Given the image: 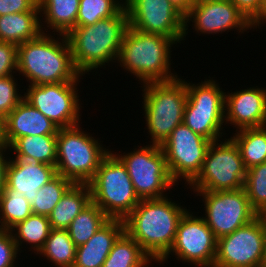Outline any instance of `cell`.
Returning a JSON list of instances; mask_svg holds the SVG:
<instances>
[{"label": "cell", "mask_w": 266, "mask_h": 267, "mask_svg": "<svg viewBox=\"0 0 266 267\" xmlns=\"http://www.w3.org/2000/svg\"><path fill=\"white\" fill-rule=\"evenodd\" d=\"M204 197L207 226L219 238L229 235L259 214L251 207L244 188L234 191H195Z\"/></svg>", "instance_id": "obj_12"}, {"label": "cell", "mask_w": 266, "mask_h": 267, "mask_svg": "<svg viewBox=\"0 0 266 267\" xmlns=\"http://www.w3.org/2000/svg\"><path fill=\"white\" fill-rule=\"evenodd\" d=\"M128 27V13L124 6L112 17L71 30L66 37L76 70L85 75L105 63L116 61Z\"/></svg>", "instance_id": "obj_2"}, {"label": "cell", "mask_w": 266, "mask_h": 267, "mask_svg": "<svg viewBox=\"0 0 266 267\" xmlns=\"http://www.w3.org/2000/svg\"><path fill=\"white\" fill-rule=\"evenodd\" d=\"M244 189L251 207L261 214L266 209V162L247 169Z\"/></svg>", "instance_id": "obj_34"}, {"label": "cell", "mask_w": 266, "mask_h": 267, "mask_svg": "<svg viewBox=\"0 0 266 267\" xmlns=\"http://www.w3.org/2000/svg\"><path fill=\"white\" fill-rule=\"evenodd\" d=\"M143 86L142 103L151 143L161 146L171 132L183 123L187 102L185 80L177 78L169 82L146 83Z\"/></svg>", "instance_id": "obj_6"}, {"label": "cell", "mask_w": 266, "mask_h": 267, "mask_svg": "<svg viewBox=\"0 0 266 267\" xmlns=\"http://www.w3.org/2000/svg\"><path fill=\"white\" fill-rule=\"evenodd\" d=\"M259 215H266V209Z\"/></svg>", "instance_id": "obj_45"}, {"label": "cell", "mask_w": 266, "mask_h": 267, "mask_svg": "<svg viewBox=\"0 0 266 267\" xmlns=\"http://www.w3.org/2000/svg\"><path fill=\"white\" fill-rule=\"evenodd\" d=\"M211 143L212 141L196 134L184 123L171 132L161 148L175 183L183 178L189 184L197 176Z\"/></svg>", "instance_id": "obj_13"}, {"label": "cell", "mask_w": 266, "mask_h": 267, "mask_svg": "<svg viewBox=\"0 0 266 267\" xmlns=\"http://www.w3.org/2000/svg\"><path fill=\"white\" fill-rule=\"evenodd\" d=\"M27 11H40L38 0H0V16Z\"/></svg>", "instance_id": "obj_38"}, {"label": "cell", "mask_w": 266, "mask_h": 267, "mask_svg": "<svg viewBox=\"0 0 266 267\" xmlns=\"http://www.w3.org/2000/svg\"><path fill=\"white\" fill-rule=\"evenodd\" d=\"M186 84L187 102L184 109L183 123L193 132L215 142L223 132L225 122V93L212 79L197 85Z\"/></svg>", "instance_id": "obj_9"}, {"label": "cell", "mask_w": 266, "mask_h": 267, "mask_svg": "<svg viewBox=\"0 0 266 267\" xmlns=\"http://www.w3.org/2000/svg\"><path fill=\"white\" fill-rule=\"evenodd\" d=\"M263 220V226L265 229V261H266V215H260Z\"/></svg>", "instance_id": "obj_44"}, {"label": "cell", "mask_w": 266, "mask_h": 267, "mask_svg": "<svg viewBox=\"0 0 266 267\" xmlns=\"http://www.w3.org/2000/svg\"><path fill=\"white\" fill-rule=\"evenodd\" d=\"M123 7L118 0H80L76 26L93 25L116 15Z\"/></svg>", "instance_id": "obj_33"}, {"label": "cell", "mask_w": 266, "mask_h": 267, "mask_svg": "<svg viewBox=\"0 0 266 267\" xmlns=\"http://www.w3.org/2000/svg\"><path fill=\"white\" fill-rule=\"evenodd\" d=\"M0 146H7L5 117L1 114H0Z\"/></svg>", "instance_id": "obj_42"}, {"label": "cell", "mask_w": 266, "mask_h": 267, "mask_svg": "<svg viewBox=\"0 0 266 267\" xmlns=\"http://www.w3.org/2000/svg\"><path fill=\"white\" fill-rule=\"evenodd\" d=\"M173 44L176 42L169 37L142 32L129 26L117 61L144 84L173 81L178 78L170 69V49Z\"/></svg>", "instance_id": "obj_4"}, {"label": "cell", "mask_w": 266, "mask_h": 267, "mask_svg": "<svg viewBox=\"0 0 266 267\" xmlns=\"http://www.w3.org/2000/svg\"><path fill=\"white\" fill-rule=\"evenodd\" d=\"M123 232V220L109 219L85 244L76 247L73 267H102Z\"/></svg>", "instance_id": "obj_21"}, {"label": "cell", "mask_w": 266, "mask_h": 267, "mask_svg": "<svg viewBox=\"0 0 266 267\" xmlns=\"http://www.w3.org/2000/svg\"><path fill=\"white\" fill-rule=\"evenodd\" d=\"M9 159L4 190H16L32 203L37 191L57 175L56 166L40 163L28 155Z\"/></svg>", "instance_id": "obj_18"}, {"label": "cell", "mask_w": 266, "mask_h": 267, "mask_svg": "<svg viewBox=\"0 0 266 267\" xmlns=\"http://www.w3.org/2000/svg\"><path fill=\"white\" fill-rule=\"evenodd\" d=\"M13 75L0 78V114L6 117L24 98L18 94L19 89Z\"/></svg>", "instance_id": "obj_35"}, {"label": "cell", "mask_w": 266, "mask_h": 267, "mask_svg": "<svg viewBox=\"0 0 266 267\" xmlns=\"http://www.w3.org/2000/svg\"><path fill=\"white\" fill-rule=\"evenodd\" d=\"M184 20V36L188 33L189 20L194 22L197 32L204 34L222 33L234 28L243 33L253 28L252 23L230 0H195Z\"/></svg>", "instance_id": "obj_17"}, {"label": "cell", "mask_w": 266, "mask_h": 267, "mask_svg": "<svg viewBox=\"0 0 266 267\" xmlns=\"http://www.w3.org/2000/svg\"><path fill=\"white\" fill-rule=\"evenodd\" d=\"M213 267H266L265 229L260 215L217 240Z\"/></svg>", "instance_id": "obj_11"}, {"label": "cell", "mask_w": 266, "mask_h": 267, "mask_svg": "<svg viewBox=\"0 0 266 267\" xmlns=\"http://www.w3.org/2000/svg\"><path fill=\"white\" fill-rule=\"evenodd\" d=\"M151 257L125 231L114 242L102 267H148Z\"/></svg>", "instance_id": "obj_25"}, {"label": "cell", "mask_w": 266, "mask_h": 267, "mask_svg": "<svg viewBox=\"0 0 266 267\" xmlns=\"http://www.w3.org/2000/svg\"><path fill=\"white\" fill-rule=\"evenodd\" d=\"M226 140L210 144L200 172L189 183L191 189L216 192L244 188L247 169L238 146L231 138Z\"/></svg>", "instance_id": "obj_8"}, {"label": "cell", "mask_w": 266, "mask_h": 267, "mask_svg": "<svg viewBox=\"0 0 266 267\" xmlns=\"http://www.w3.org/2000/svg\"><path fill=\"white\" fill-rule=\"evenodd\" d=\"M110 218L91 201L67 229L75 246L85 244Z\"/></svg>", "instance_id": "obj_28"}, {"label": "cell", "mask_w": 266, "mask_h": 267, "mask_svg": "<svg viewBox=\"0 0 266 267\" xmlns=\"http://www.w3.org/2000/svg\"><path fill=\"white\" fill-rule=\"evenodd\" d=\"M73 184L71 180L57 174L37 191V197L31 203L33 214L48 217L61 197Z\"/></svg>", "instance_id": "obj_32"}, {"label": "cell", "mask_w": 266, "mask_h": 267, "mask_svg": "<svg viewBox=\"0 0 266 267\" xmlns=\"http://www.w3.org/2000/svg\"><path fill=\"white\" fill-rule=\"evenodd\" d=\"M93 201L110 219L124 220L141 199L122 161L110 151L88 183Z\"/></svg>", "instance_id": "obj_5"}, {"label": "cell", "mask_w": 266, "mask_h": 267, "mask_svg": "<svg viewBox=\"0 0 266 267\" xmlns=\"http://www.w3.org/2000/svg\"><path fill=\"white\" fill-rule=\"evenodd\" d=\"M170 3L177 8L184 16L194 5L195 0H169Z\"/></svg>", "instance_id": "obj_41"}, {"label": "cell", "mask_w": 266, "mask_h": 267, "mask_svg": "<svg viewBox=\"0 0 266 267\" xmlns=\"http://www.w3.org/2000/svg\"><path fill=\"white\" fill-rule=\"evenodd\" d=\"M265 21H266V0H264L263 10H262L260 16L252 23L253 29H254V26H255V28L257 26L259 27V24L261 25V23L265 22Z\"/></svg>", "instance_id": "obj_43"}, {"label": "cell", "mask_w": 266, "mask_h": 267, "mask_svg": "<svg viewBox=\"0 0 266 267\" xmlns=\"http://www.w3.org/2000/svg\"><path fill=\"white\" fill-rule=\"evenodd\" d=\"M136 149V150H135ZM133 152L115 155L125 165L140 199L165 197L164 191L175 186L160 145L150 144Z\"/></svg>", "instance_id": "obj_10"}, {"label": "cell", "mask_w": 266, "mask_h": 267, "mask_svg": "<svg viewBox=\"0 0 266 267\" xmlns=\"http://www.w3.org/2000/svg\"><path fill=\"white\" fill-rule=\"evenodd\" d=\"M17 155H28L40 163L56 166L57 135H36L17 138L9 147Z\"/></svg>", "instance_id": "obj_27"}, {"label": "cell", "mask_w": 266, "mask_h": 267, "mask_svg": "<svg viewBox=\"0 0 266 267\" xmlns=\"http://www.w3.org/2000/svg\"><path fill=\"white\" fill-rule=\"evenodd\" d=\"M80 0H38L47 27L67 35L76 27Z\"/></svg>", "instance_id": "obj_24"}, {"label": "cell", "mask_w": 266, "mask_h": 267, "mask_svg": "<svg viewBox=\"0 0 266 267\" xmlns=\"http://www.w3.org/2000/svg\"><path fill=\"white\" fill-rule=\"evenodd\" d=\"M32 214L31 204L23 193L4 190L0 195V229L10 230Z\"/></svg>", "instance_id": "obj_31"}, {"label": "cell", "mask_w": 266, "mask_h": 267, "mask_svg": "<svg viewBox=\"0 0 266 267\" xmlns=\"http://www.w3.org/2000/svg\"><path fill=\"white\" fill-rule=\"evenodd\" d=\"M38 15L40 11L9 13L0 16V41L10 42L17 46L37 38L44 25ZM41 23V24H40Z\"/></svg>", "instance_id": "obj_22"}, {"label": "cell", "mask_w": 266, "mask_h": 267, "mask_svg": "<svg viewBox=\"0 0 266 267\" xmlns=\"http://www.w3.org/2000/svg\"><path fill=\"white\" fill-rule=\"evenodd\" d=\"M129 26L176 43L184 39V15L169 0H125Z\"/></svg>", "instance_id": "obj_16"}, {"label": "cell", "mask_w": 266, "mask_h": 267, "mask_svg": "<svg viewBox=\"0 0 266 267\" xmlns=\"http://www.w3.org/2000/svg\"><path fill=\"white\" fill-rule=\"evenodd\" d=\"M10 231L12 232L18 250H20L19 246L25 241L26 243L32 244L31 247L38 254L50 234L51 226L47 216L32 214L24 221L13 226ZM13 231L17 232L14 234Z\"/></svg>", "instance_id": "obj_29"}, {"label": "cell", "mask_w": 266, "mask_h": 267, "mask_svg": "<svg viewBox=\"0 0 266 267\" xmlns=\"http://www.w3.org/2000/svg\"><path fill=\"white\" fill-rule=\"evenodd\" d=\"M7 149H9L7 146H0V195L2 194L6 186V168L9 161L5 159L4 152Z\"/></svg>", "instance_id": "obj_40"}, {"label": "cell", "mask_w": 266, "mask_h": 267, "mask_svg": "<svg viewBox=\"0 0 266 267\" xmlns=\"http://www.w3.org/2000/svg\"><path fill=\"white\" fill-rule=\"evenodd\" d=\"M253 23L263 10L264 0H230Z\"/></svg>", "instance_id": "obj_39"}, {"label": "cell", "mask_w": 266, "mask_h": 267, "mask_svg": "<svg viewBox=\"0 0 266 267\" xmlns=\"http://www.w3.org/2000/svg\"><path fill=\"white\" fill-rule=\"evenodd\" d=\"M78 81L29 85L24 99L59 128L73 127L80 122Z\"/></svg>", "instance_id": "obj_15"}, {"label": "cell", "mask_w": 266, "mask_h": 267, "mask_svg": "<svg viewBox=\"0 0 266 267\" xmlns=\"http://www.w3.org/2000/svg\"><path fill=\"white\" fill-rule=\"evenodd\" d=\"M186 211L166 196L141 199L123 220L124 231L159 262L172 248L179 220Z\"/></svg>", "instance_id": "obj_1"}, {"label": "cell", "mask_w": 266, "mask_h": 267, "mask_svg": "<svg viewBox=\"0 0 266 267\" xmlns=\"http://www.w3.org/2000/svg\"><path fill=\"white\" fill-rule=\"evenodd\" d=\"M18 252L12 232L0 229V267H14Z\"/></svg>", "instance_id": "obj_36"}, {"label": "cell", "mask_w": 266, "mask_h": 267, "mask_svg": "<svg viewBox=\"0 0 266 267\" xmlns=\"http://www.w3.org/2000/svg\"><path fill=\"white\" fill-rule=\"evenodd\" d=\"M171 252L184 263L213 267L217 254V239L202 217L193 216L186 211L179 220L172 248L158 263L164 264L168 261Z\"/></svg>", "instance_id": "obj_14"}, {"label": "cell", "mask_w": 266, "mask_h": 267, "mask_svg": "<svg viewBox=\"0 0 266 267\" xmlns=\"http://www.w3.org/2000/svg\"><path fill=\"white\" fill-rule=\"evenodd\" d=\"M225 124L237 129L266 126V89H249L225 94Z\"/></svg>", "instance_id": "obj_19"}, {"label": "cell", "mask_w": 266, "mask_h": 267, "mask_svg": "<svg viewBox=\"0 0 266 267\" xmlns=\"http://www.w3.org/2000/svg\"><path fill=\"white\" fill-rule=\"evenodd\" d=\"M6 144L17 138L36 135H57L59 127L28 103L24 98L5 117Z\"/></svg>", "instance_id": "obj_20"}, {"label": "cell", "mask_w": 266, "mask_h": 267, "mask_svg": "<svg viewBox=\"0 0 266 267\" xmlns=\"http://www.w3.org/2000/svg\"><path fill=\"white\" fill-rule=\"evenodd\" d=\"M40 255L47 257L57 267H73L76 255V246L70 238L68 230L51 229Z\"/></svg>", "instance_id": "obj_30"}, {"label": "cell", "mask_w": 266, "mask_h": 267, "mask_svg": "<svg viewBox=\"0 0 266 267\" xmlns=\"http://www.w3.org/2000/svg\"><path fill=\"white\" fill-rule=\"evenodd\" d=\"M17 71V45L0 41V78Z\"/></svg>", "instance_id": "obj_37"}, {"label": "cell", "mask_w": 266, "mask_h": 267, "mask_svg": "<svg viewBox=\"0 0 266 267\" xmlns=\"http://www.w3.org/2000/svg\"><path fill=\"white\" fill-rule=\"evenodd\" d=\"M90 202L89 184H73L48 216L51 229L67 230L71 222Z\"/></svg>", "instance_id": "obj_23"}, {"label": "cell", "mask_w": 266, "mask_h": 267, "mask_svg": "<svg viewBox=\"0 0 266 267\" xmlns=\"http://www.w3.org/2000/svg\"><path fill=\"white\" fill-rule=\"evenodd\" d=\"M236 131L231 139L239 148L245 168L266 162V126Z\"/></svg>", "instance_id": "obj_26"}, {"label": "cell", "mask_w": 266, "mask_h": 267, "mask_svg": "<svg viewBox=\"0 0 266 267\" xmlns=\"http://www.w3.org/2000/svg\"><path fill=\"white\" fill-rule=\"evenodd\" d=\"M98 140L81 131L79 125L57 132V174L74 184H88L103 158L110 152Z\"/></svg>", "instance_id": "obj_7"}, {"label": "cell", "mask_w": 266, "mask_h": 267, "mask_svg": "<svg viewBox=\"0 0 266 267\" xmlns=\"http://www.w3.org/2000/svg\"><path fill=\"white\" fill-rule=\"evenodd\" d=\"M60 37L62 43L43 31L17 46V71L30 85L72 82L81 76L74 66L66 35Z\"/></svg>", "instance_id": "obj_3"}]
</instances>
